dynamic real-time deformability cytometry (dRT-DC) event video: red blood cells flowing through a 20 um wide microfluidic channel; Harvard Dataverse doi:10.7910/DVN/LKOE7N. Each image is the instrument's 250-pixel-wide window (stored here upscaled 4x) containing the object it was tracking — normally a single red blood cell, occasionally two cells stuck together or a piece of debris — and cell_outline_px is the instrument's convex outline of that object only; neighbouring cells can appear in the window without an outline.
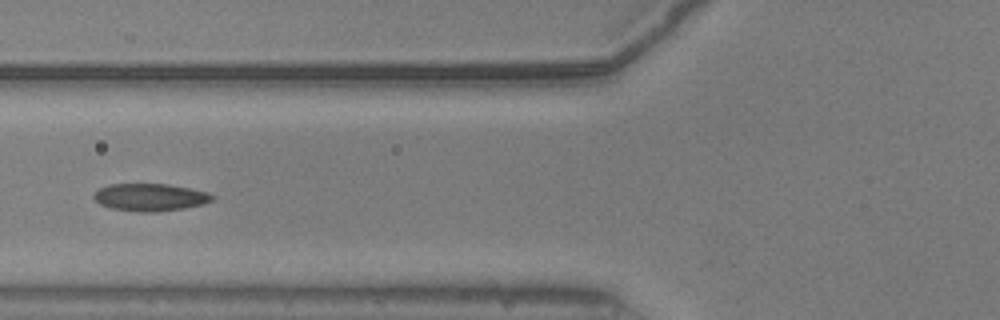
{"species": "common noctule bat (a hibernating species)", "species_latin": "Nyctalus noctula", "temperature_condition": "warm", "stored_images_in_passage": 12, "camera_frame_rate_fps": 3000, "um_per_image_px": 0.085, "animal": {"sex": "male", "body_mass_g": 20.5, "forearm_length_mm": 52.5}, "frame": {"image": 1, "passage_image": 9, "time_ms": 2.667, "image_size_px": [1000, 320], "cell_outline_px": [[216, 196], [212, 200], [200, 204], [184, 208], [156, 212], [140, 212], [112, 208], [100, 204], [92, 196], [100, 188], [108, 184], [168, 184], [208, 192]], "centroid_in_image_um": [12.76, 16.76], "position_along_channel_um": 113.0, "area_um2": 18.79}}